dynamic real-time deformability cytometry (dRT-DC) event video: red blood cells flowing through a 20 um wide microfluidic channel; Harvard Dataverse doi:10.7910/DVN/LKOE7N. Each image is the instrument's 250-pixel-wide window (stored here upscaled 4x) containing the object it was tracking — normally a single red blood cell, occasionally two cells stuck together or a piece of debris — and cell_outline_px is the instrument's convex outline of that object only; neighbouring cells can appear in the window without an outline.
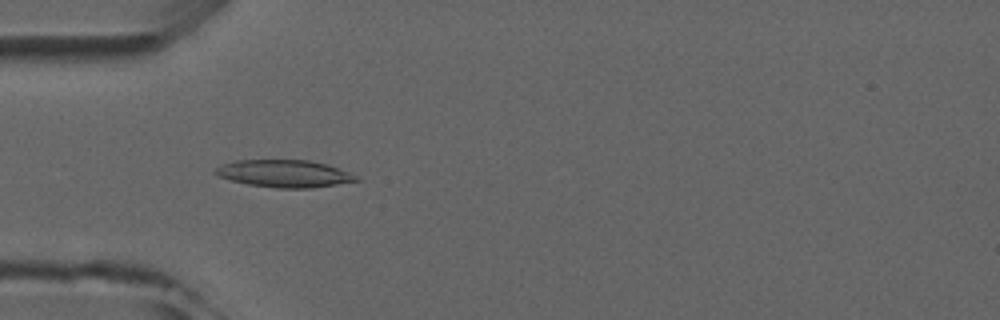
{"species": "common noctule bat (a hibernating species)", "species_latin": "Nyctalus noctula", "temperature_condition": "room temperature", "stored_images_in_passage": 5, "camera_frame_rate_fps": 3000, "um_per_image_px": 0.085, "animal": {"sex": "male", "forearm_length_mm": 52.5}, "frame": {"image": 1, "passage_image": 5, "time_ms": 4.667, "image_size_px": [1000, 320], "cell_outline_px": [[360, 180], [312, 188], [276, 188], [248, 184], [216, 176], [212, 172], [220, 164], [236, 160], [308, 160], [328, 164], [348, 172], [356, 176]], "centroid_in_image_um": [24.11, 14.75], "position_along_channel_um": 60.9, "area_um2": 22.43}}